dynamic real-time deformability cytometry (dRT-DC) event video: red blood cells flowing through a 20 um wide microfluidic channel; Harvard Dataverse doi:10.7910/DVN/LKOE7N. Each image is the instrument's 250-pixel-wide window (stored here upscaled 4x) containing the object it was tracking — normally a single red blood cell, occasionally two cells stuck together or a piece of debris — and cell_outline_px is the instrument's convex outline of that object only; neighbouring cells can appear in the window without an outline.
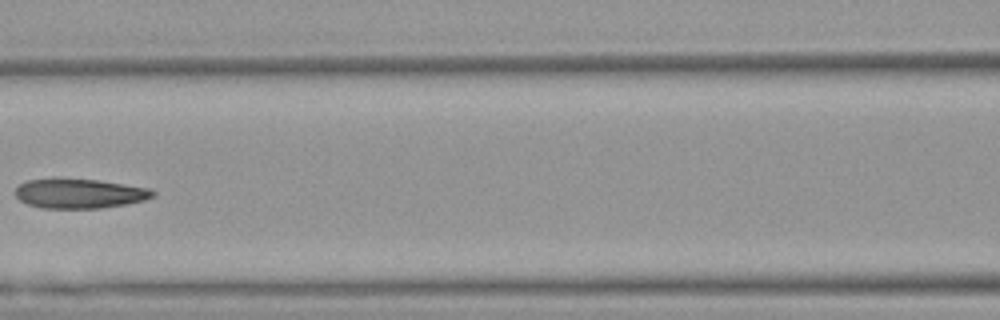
{"species": "Egyptian fruit bat (a non-hibernating species)", "species_latin": "Rousettus aegyptiacus", "temperature_condition": "warm", "stored_images_in_passage": 6, "camera_frame_rate_fps": 3000, "um_per_image_px": 0.085, "animal": {"sex": "female"}, "frame": {"image": 1, "passage_image": 6, "time_ms": 1.667, "image_size_px": [1000, 320], "cell_outline_px": [[156, 192], [152, 196], [144, 200], [128, 204], [100, 208], [40, 208], [28, 204], [20, 200], [16, 196], [16, 188], [20, 184], [28, 180], [52, 176], [96, 180], [148, 188]], "centroid_in_image_um": [6.69, 16.42], "position_along_channel_um": 159.9, "area_um2": 24.04}}